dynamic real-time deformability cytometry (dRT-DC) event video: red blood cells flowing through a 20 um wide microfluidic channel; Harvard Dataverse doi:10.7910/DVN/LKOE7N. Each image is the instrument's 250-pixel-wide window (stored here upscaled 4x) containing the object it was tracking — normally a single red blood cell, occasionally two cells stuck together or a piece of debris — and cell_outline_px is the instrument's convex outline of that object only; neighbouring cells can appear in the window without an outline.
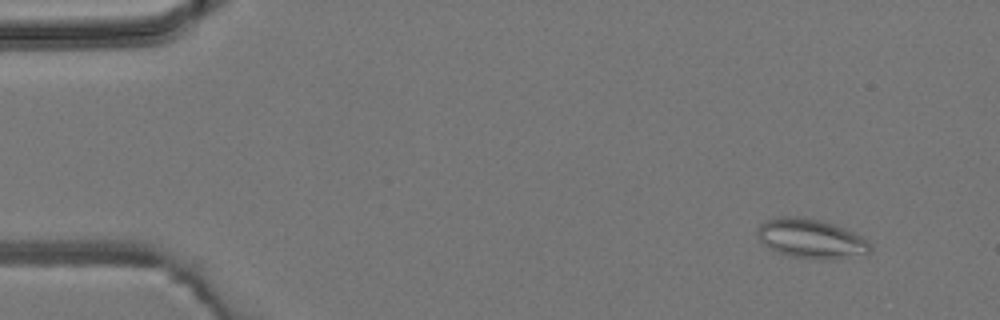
{"species": "common noctule bat (a hibernating species)", "species_latin": "Nyctalus noctula", "temperature_condition": "room temperature", "stored_images_in_passage": 4, "camera_frame_rate_fps": 3000, "um_per_image_px": 0.085, "animal": {"sex": "male", "body_mass_g": 19.2, "forearm_length_mm": 51.8}, "frame": {"image": 1, "passage_image": 1, "time_ms": 0.0, "image_size_px": [1000, 320], "cell_outline_px": [[872, 252], [820, 260], [792, 256], [768, 248], [756, 236], [756, 228], [760, 224], [776, 216], [796, 216], [820, 220], [836, 224], [868, 240], [872, 244]], "centroid_in_image_um": [68.9, 20.26], "position_along_channel_um": 16.1, "area_um2": 25.78}}